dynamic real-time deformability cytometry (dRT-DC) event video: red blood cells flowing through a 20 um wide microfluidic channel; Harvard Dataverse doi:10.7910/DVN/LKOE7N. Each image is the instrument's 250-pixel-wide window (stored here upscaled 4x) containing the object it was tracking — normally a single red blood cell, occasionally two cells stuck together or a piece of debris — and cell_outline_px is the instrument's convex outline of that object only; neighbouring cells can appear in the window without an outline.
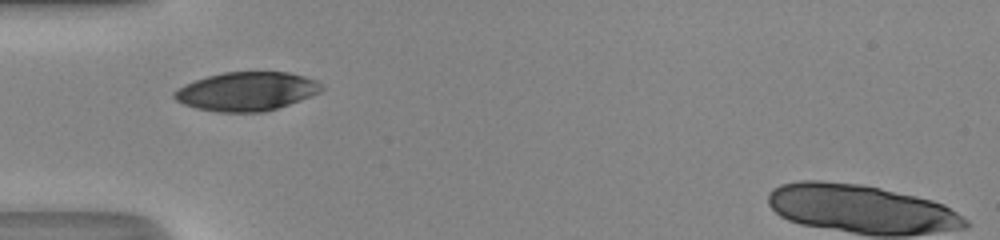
{"species": "human", "species_latin": "Homo sapiens", "temperature_condition": "room temperature", "stored_images_in_passage": 27, "camera_frame_rate_fps": 3000, "um_per_image_px": 0.085, "donor": {"sex": "male"}, "frame": {"image": 1, "passage_image": 1, "time_ms": 0.0, "image_size_px": [1000, 240], "cell_outline_px": [[324, 88], [320, 92], [300, 100], [264, 112], [220, 112], [196, 108], [184, 104], [176, 100], [172, 96], [172, 92], [196, 80], [208, 76], [224, 72], [288, 72], [304, 76], [316, 80]], "centroid_in_image_um": [20.97, 7.77], "position_along_channel_um": 64.0, "area_um2": 32.95}}
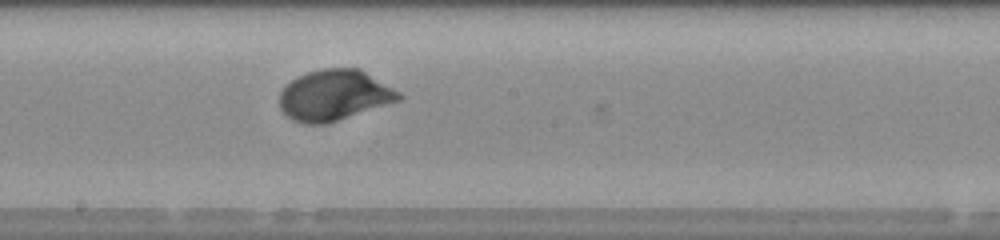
{"frame": {"image": 2, "passage_image": 12, "time_ms": 3.667, "image_size_px": [1000, 240], "cell_outline_px": [[404, 96], [400, 100], [328, 124], [304, 124], [292, 120], [280, 108], [280, 92], [296, 76], [308, 72], [324, 68], [360, 68], [400, 92]], "centroid_in_image_um": [28.42, 8.1], "position_along_channel_um": 219.8, "area_um2": 35.32}}
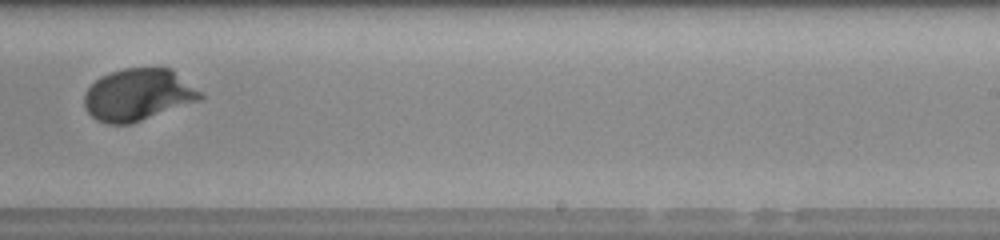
{"frame": {"image": 3, "passage_image": 16, "time_ms": 5.0, "image_size_px": [1000, 240], "cell_outline_px": [[204, 96], [200, 100], [132, 124], [108, 124], [96, 120], [84, 108], [84, 92], [100, 76], [124, 68], [172, 68], [200, 92]], "centroid_in_image_um": [11.71, 8.06], "position_along_channel_um": 277.3, "area_um2": 35.14}, "authors_computed_cell_mechanics": {"area_um2": 34.5644, "velocity_mm_per_s": 4.3242, "shape_relaxation_time_tau1_ms": 2.178, "shape_relaxation_time_tau2_ms": null, "deformation_change_tau1": 0.1493, "deformation_change_tau2": null}}